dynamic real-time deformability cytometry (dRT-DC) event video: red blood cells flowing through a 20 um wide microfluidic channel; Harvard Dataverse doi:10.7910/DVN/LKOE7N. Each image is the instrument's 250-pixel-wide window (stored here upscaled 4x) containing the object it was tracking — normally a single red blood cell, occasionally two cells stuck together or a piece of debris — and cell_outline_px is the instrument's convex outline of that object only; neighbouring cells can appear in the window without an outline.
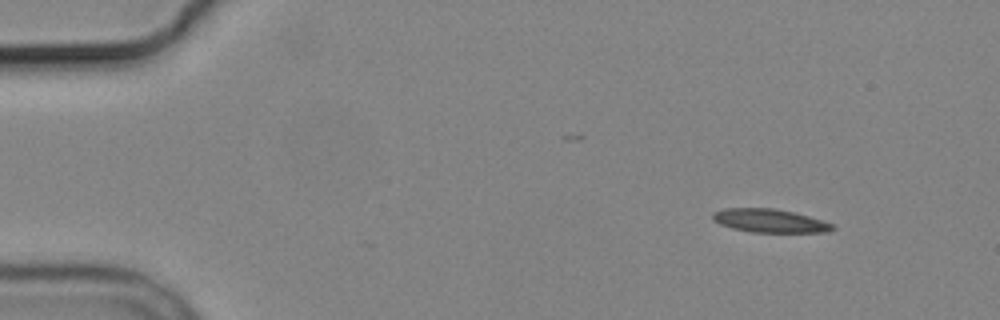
{"species": "common noctule bat (a hibernating species)", "species_latin": "Nyctalus noctula", "temperature_condition": "cold", "stored_images_in_passage": 5, "camera_frame_rate_fps": 3000, "um_per_image_px": 0.085, "animal": {"sex": "male", "body_mass_g": 19.2, "forearm_length_mm": 51.8}, "frame": {"image": 1, "passage_image": 2, "time_ms": 1.333, "image_size_px": [1000, 320], "cell_outline_px": [[836, 228], [828, 232], [752, 232], [732, 228], [720, 224], [712, 220], [712, 212], [724, 208], [772, 208], [792, 212], [808, 216], [832, 224]], "centroid_in_image_um": [65.38, 18.76], "position_along_channel_um": 19.6, "area_um2": 16.24}}
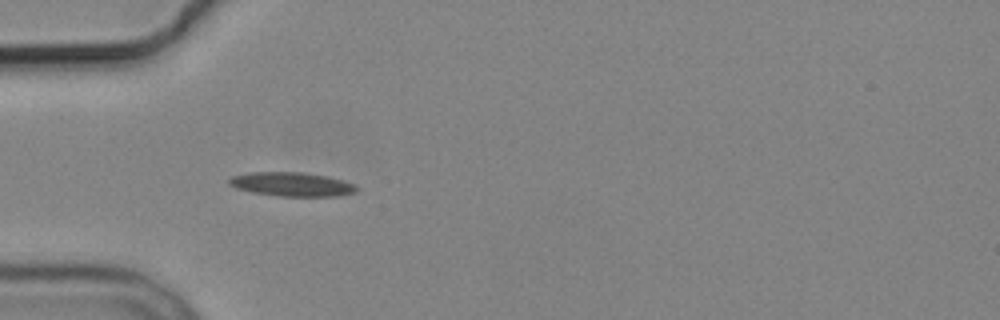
{"frame": {"image": 2, "passage_image": 5, "time_ms": 5.0, "image_size_px": [1000, 320], "cell_outline_px": [[360, 188], [356, 192], [336, 196], [280, 196], [252, 192], [236, 188], [228, 184], [228, 180], [232, 176], [252, 172], [304, 172], [328, 176], [344, 180], [356, 184]], "centroid_in_image_um": [24.85, 15.66], "position_along_channel_um": 60.1, "area_um2": 17.98}}